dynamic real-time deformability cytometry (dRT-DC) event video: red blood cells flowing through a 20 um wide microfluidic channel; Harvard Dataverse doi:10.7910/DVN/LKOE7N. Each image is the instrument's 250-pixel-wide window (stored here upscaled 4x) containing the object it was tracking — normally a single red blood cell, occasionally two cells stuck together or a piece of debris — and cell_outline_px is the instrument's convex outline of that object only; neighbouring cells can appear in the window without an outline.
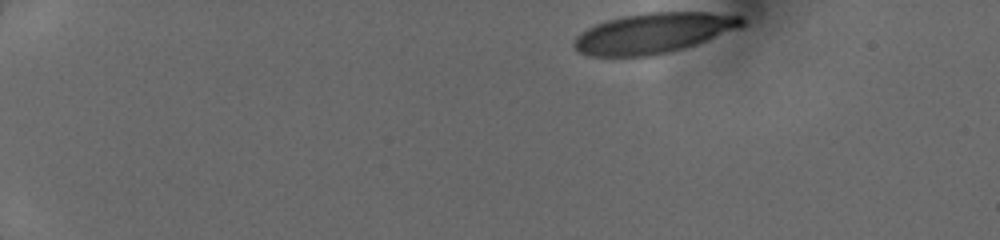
{"species": "human", "species_latin": "Homo sapiens", "temperature_condition": "cold", "stored_images_in_passage": 34, "camera_frame_rate_fps": 3000, "um_per_image_px": 0.085, "donor": {"sex": "female"}, "frame": {"image": 1, "passage_image": 1, "time_ms": 0.0, "image_size_px": [1000, 240], "cell_outline_px": [[744, 24], [740, 28], [696, 44], [684, 48], [652, 56], [588, 56], [580, 52], [572, 44], [572, 40], [580, 32], [596, 24], [608, 20], [624, 16], [648, 12], [708, 12], [740, 16], [744, 20]], "centroid_in_image_um": [55.53, 2.81], "position_along_channel_um": 29.5, "area_um2": 39.3}}
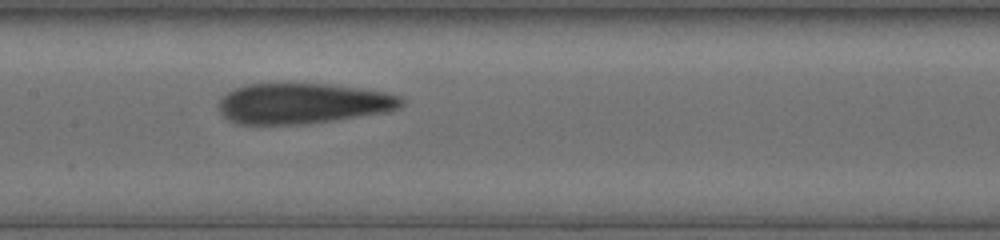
{"frame": {"image": 2, "passage_image": 22, "time_ms": 6.333, "image_size_px": [1000, 240], "cell_outline_px": [[404, 104], [400, 108], [388, 112], [304, 124], [236, 124], [228, 120], [220, 112], [216, 104], [220, 96], [236, 88], [248, 84], [324, 84], [360, 88], [384, 92], [400, 96], [404, 100]], "centroid_in_image_um": [25.71, 8.8], "position_along_channel_um": 181.7, "area_um2": 43.23}}
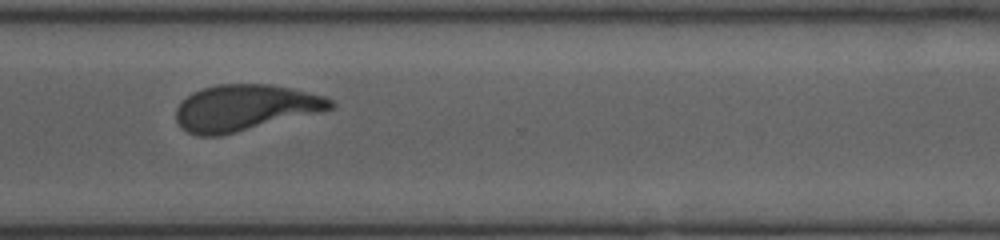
{"frame": {"image": 3, "passage_image": 33, "time_ms": 10.333, "image_size_px": [1000, 240], "cell_outline_px": [[336, 104], [332, 108], [320, 112], [220, 136], [200, 136], [188, 132], [176, 120], [176, 108], [180, 100], [192, 92], [216, 84], [268, 84], [292, 88], [324, 96], [332, 100]], "centroid_in_image_um": [20.8, 9.15], "position_along_channel_um": 349.8, "area_um2": 41.44}}